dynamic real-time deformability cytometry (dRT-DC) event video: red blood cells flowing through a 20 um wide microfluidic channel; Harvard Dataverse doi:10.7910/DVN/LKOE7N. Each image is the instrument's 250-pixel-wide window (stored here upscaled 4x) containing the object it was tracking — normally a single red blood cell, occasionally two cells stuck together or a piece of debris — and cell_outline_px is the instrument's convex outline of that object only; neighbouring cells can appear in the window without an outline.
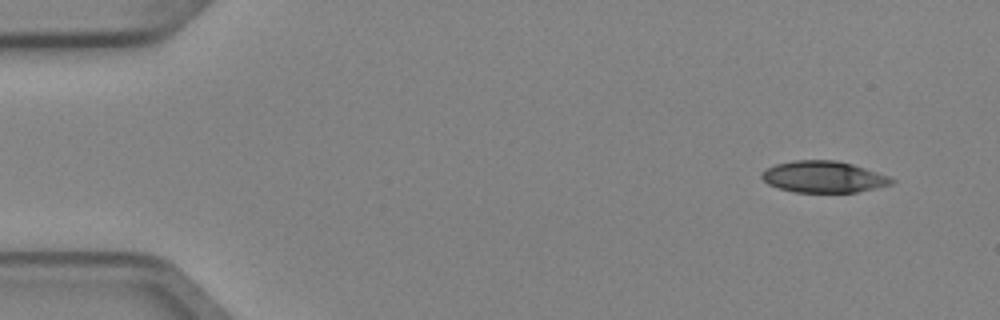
{"species": "Egyptian fruit bat (a non-hibernating species)", "species_latin": "Rousettus aegyptiacus", "temperature_condition": "cold", "stored_images_in_passage": 4, "camera_frame_rate_fps": 3000, "um_per_image_px": 0.085, "animal": {"sex": "female"}, "frame": {"image": 1, "passage_image": 1, "time_ms": 0.0, "image_size_px": [1000, 320], "cell_outline_px": [[896, 180], [892, 184], [876, 188], [856, 192], [796, 192], [780, 188], [768, 184], [760, 176], [760, 172], [776, 164], [792, 160], [836, 160], [852, 164], [888, 176]], "centroid_in_image_um": [69.99, 15.03], "position_along_channel_um": 15.0, "area_um2": 23.7}}
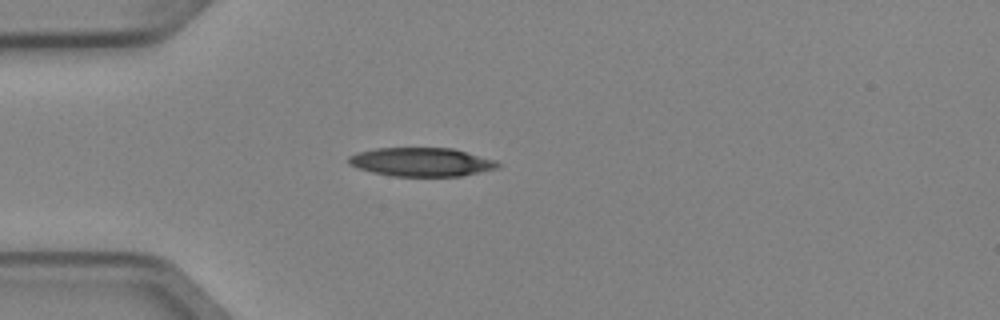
{"frame": {"image": 2, "passage_image": 4, "time_ms": 1.0, "image_size_px": [1000, 320], "cell_outline_px": [[500, 168], [460, 176], [392, 176], [372, 172], [348, 164], [348, 156], [356, 152], [376, 148], [452, 148], [496, 160], [500, 164]], "centroid_in_image_um": [35.82, 13.77], "position_along_channel_um": 49.2, "area_um2": 24.97}}